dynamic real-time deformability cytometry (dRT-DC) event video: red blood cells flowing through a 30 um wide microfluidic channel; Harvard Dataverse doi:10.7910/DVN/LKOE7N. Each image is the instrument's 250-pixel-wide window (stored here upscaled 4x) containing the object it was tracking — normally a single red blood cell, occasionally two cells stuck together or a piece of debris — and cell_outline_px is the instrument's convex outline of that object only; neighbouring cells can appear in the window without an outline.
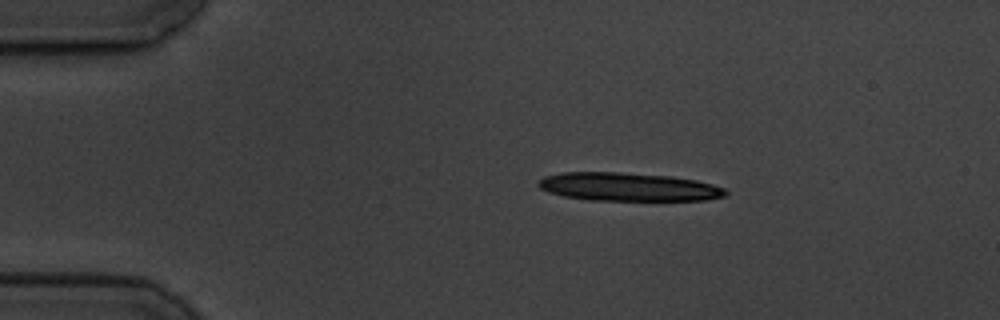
{"species": "common noctule bat (a hibernating species)", "species_latin": "Nyctalus noctula", "temperature_condition": "cold", "stored_images_in_passage": 3, "camera_frame_rate_fps": 3000, "um_per_image_px": 0.085, "animal": {"sex": "male", "body_mass_g": 19.5, "forearm_length_mm": 54.6}, "frame": {"image": 1, "passage_image": 1, "time_ms": 0.0, "image_size_px": [1000, 320], "cell_outline_px": [[728, 192], [724, 196], [704, 200], [592, 200], [564, 196], [548, 192], [540, 188], [536, 184], [536, 180], [544, 176], [560, 172], [616, 172], [672, 176], [696, 180], [712, 184], [724, 188]], "centroid_in_image_um": [53.35, 15.87], "position_along_channel_um": 31.6, "area_um2": 30.98}}